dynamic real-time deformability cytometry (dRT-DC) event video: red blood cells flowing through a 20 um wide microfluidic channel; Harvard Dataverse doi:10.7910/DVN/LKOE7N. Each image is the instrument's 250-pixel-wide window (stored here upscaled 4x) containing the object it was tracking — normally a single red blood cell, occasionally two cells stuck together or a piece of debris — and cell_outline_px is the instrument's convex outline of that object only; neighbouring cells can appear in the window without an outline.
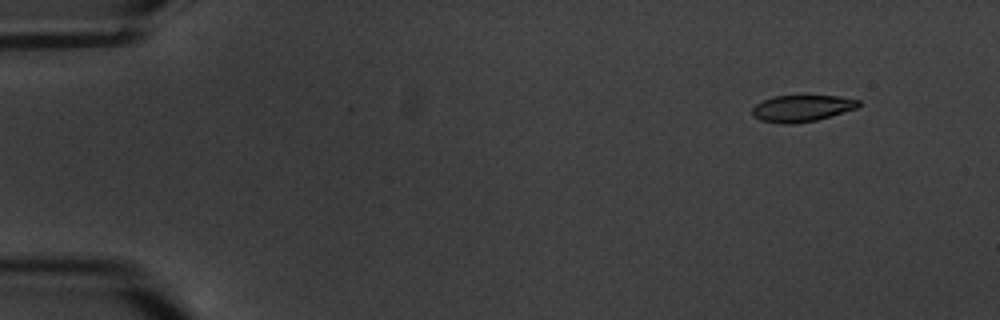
{"species": "common noctule bat (a hibernating species)", "species_latin": "Nyctalus noctula", "temperature_condition": "warm", "stored_images_in_passage": 6, "camera_frame_rate_fps": 3000, "um_per_image_px": 0.085, "animal": {"sex": "male", "body_mass_g": 20.1, "forearm_length_mm": 53.5}, "frame": {"image": 1, "passage_image": 1, "time_ms": 0.0, "image_size_px": [1000, 320], "cell_outline_px": [[860, 104], [856, 108], [816, 120], [796, 124], [780, 124], [760, 120], [752, 116], [752, 108], [756, 104], [772, 96], [840, 96], [860, 100]], "centroid_in_image_um": [68.12, 9.21], "position_along_channel_um": 16.9, "area_um2": 16.47}}
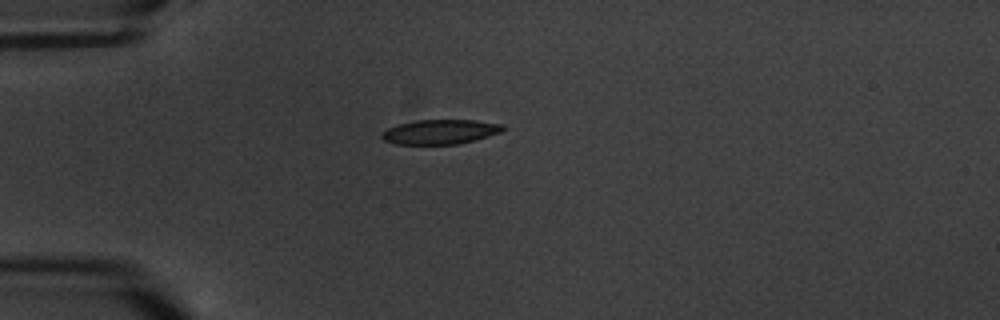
{"frame": {"image": 2, "passage_image": 4, "time_ms": 3.667, "image_size_px": [1000, 320], "cell_outline_px": [[508, 128], [500, 132], [488, 136], [456, 144], [396, 144], [384, 140], [380, 136], [380, 132], [396, 124], [416, 120], [472, 120], [504, 124]], "centroid_in_image_um": [37.39, 11.19], "position_along_channel_um": 47.6, "area_um2": 17.4}}